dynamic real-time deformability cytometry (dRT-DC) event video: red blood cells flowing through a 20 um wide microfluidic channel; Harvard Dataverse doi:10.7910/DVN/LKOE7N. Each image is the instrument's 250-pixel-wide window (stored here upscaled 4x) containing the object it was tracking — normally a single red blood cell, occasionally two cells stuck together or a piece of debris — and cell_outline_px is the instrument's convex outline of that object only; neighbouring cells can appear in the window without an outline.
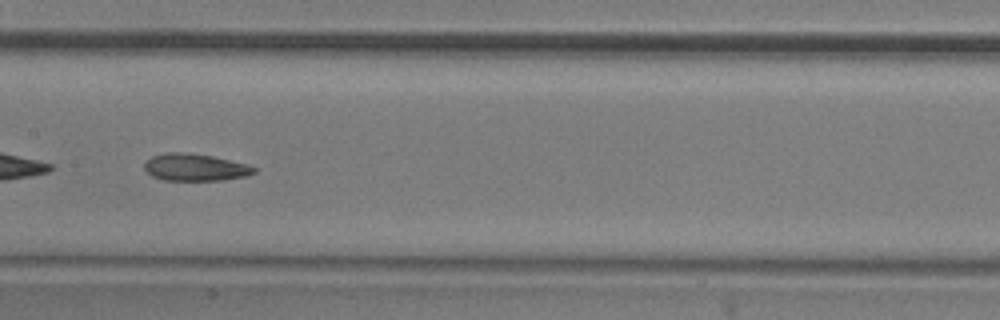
{"species": "common noctule bat (a hibernating species)", "species_latin": "Nyctalus noctula", "temperature_condition": "room temperature", "stored_images_in_passage": 40, "camera_frame_rate_fps": 3000, "um_per_image_px": 0.085, "animal": {"sex": "male", "body_mass_g": 20.5, "forearm_length_mm": 52.5}, "frame": {"image": 1, "passage_image": 12, "time_ms": 3.667, "image_size_px": [1000, 320], "cell_outline_px": [[256, 172], [248, 176], [224, 180], [164, 180], [152, 176], [144, 168], [144, 164], [152, 156], [168, 152], [180, 152], [212, 156], [244, 164], [256, 168]], "centroid_in_image_um": [16.58, 14.23], "position_along_channel_um": 190.8, "area_um2": 17.11}, "authors_computed_cell_mechanics": {"area_um2": 18.0336, "velocity_mm_per_s": 3.7432, "shape_relaxation_time_tau1_ms": null, "shape_relaxation_time_tau2_ms": 3.2896, "deformation_change_tau1": null, "deformation_change_tau2": 0.1086}}